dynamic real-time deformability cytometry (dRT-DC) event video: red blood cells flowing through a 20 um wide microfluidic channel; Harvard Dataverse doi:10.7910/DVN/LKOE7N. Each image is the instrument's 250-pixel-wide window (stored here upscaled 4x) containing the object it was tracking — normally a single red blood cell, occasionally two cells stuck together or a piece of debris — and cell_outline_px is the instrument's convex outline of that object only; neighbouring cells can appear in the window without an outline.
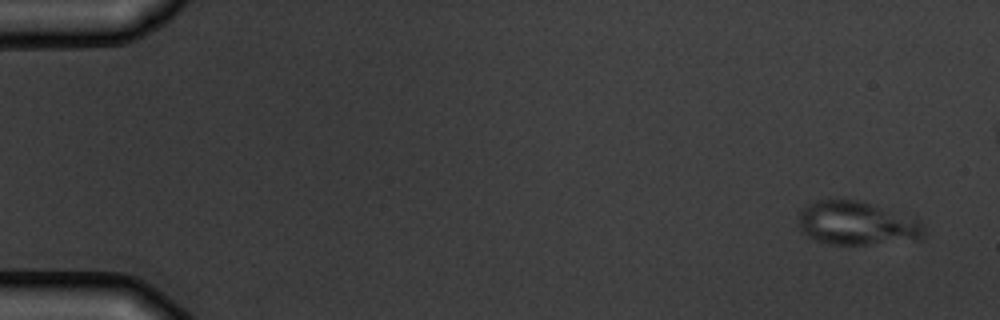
{"species": "common noctule bat (a hibernating species)", "species_latin": "Nyctalus noctula", "temperature_condition": "warm", "stored_images_in_passage": 5, "camera_frame_rate_fps": 3000, "um_per_image_px": 0.085, "animal": {"sex": "male", "body_mass_g": 19.5, "forearm_length_mm": 54.6}, "frame": {"image": 1, "passage_image": 1, "time_ms": 0.0, "image_size_px": [1000, 320], "cell_outline_px": [[924, 236], [920, 240], [864, 244], [832, 244], [816, 240], [808, 236], [800, 228], [800, 212], [808, 204], [816, 200], [860, 200], [916, 216], [924, 224]], "centroid_in_image_um": [72.94, 18.96], "position_along_channel_um": 12.1, "area_um2": 32.19}}